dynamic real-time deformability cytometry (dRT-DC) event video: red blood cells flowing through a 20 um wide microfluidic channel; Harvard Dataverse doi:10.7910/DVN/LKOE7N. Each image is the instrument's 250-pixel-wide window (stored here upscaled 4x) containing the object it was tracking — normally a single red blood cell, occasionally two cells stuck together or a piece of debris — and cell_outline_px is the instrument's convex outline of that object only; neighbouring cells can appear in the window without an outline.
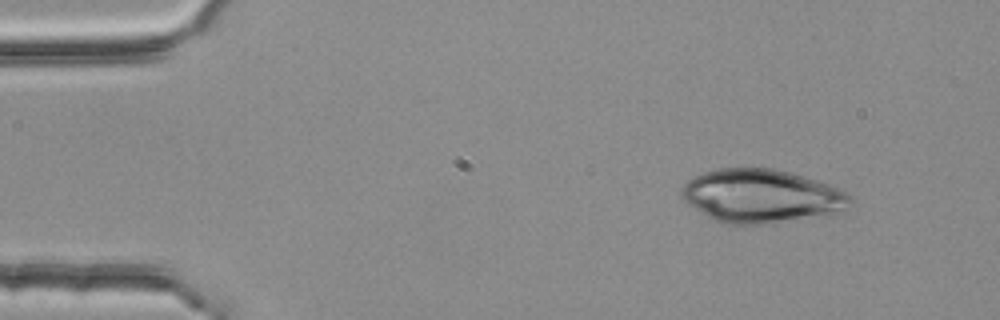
{"species": "common noctule bat (a hibernating species)", "species_latin": "Nyctalus noctula", "temperature_condition": "room temperature", "stored_images_in_passage": 3, "camera_frame_rate_fps": 3000, "um_per_image_px": 0.085, "animal": {"sex": "female", "body_mass_g": 25.1}, "frame": {"image": 1, "passage_image": 1, "time_ms": 0.0, "image_size_px": [1000, 320], "cell_outline_px": [[852, 200], [844, 208], [832, 212], [772, 224], [724, 224], [712, 220], [688, 204], [680, 196], [680, 188], [688, 180], [704, 172], [716, 168], [772, 168], [792, 172], [828, 184], [852, 196]], "centroid_in_image_um": [64.62, 16.65], "position_along_channel_um": 20.4, "area_um2": 52.25}}